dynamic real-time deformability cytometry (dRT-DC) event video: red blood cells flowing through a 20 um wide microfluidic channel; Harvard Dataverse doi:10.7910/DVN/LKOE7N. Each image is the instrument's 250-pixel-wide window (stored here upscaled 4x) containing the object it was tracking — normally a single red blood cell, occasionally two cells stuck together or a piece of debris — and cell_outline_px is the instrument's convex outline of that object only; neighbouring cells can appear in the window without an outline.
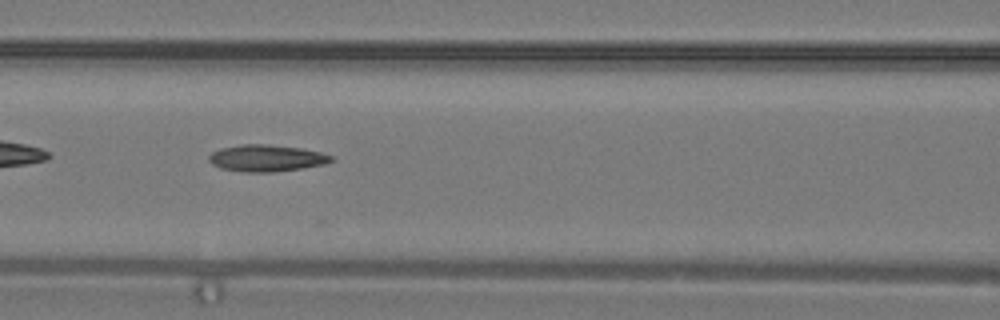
{"species": "common noctule bat (a hibernating species)", "species_latin": "Nyctalus noctula", "temperature_condition": "warm", "stored_images_in_passage": 13, "camera_frame_rate_fps": 3000, "um_per_image_px": 0.085, "animal": {"sex": "male", "body_mass_g": 19.2, "forearm_length_mm": 51.8}, "frame": {"image": 1, "passage_image": 10, "time_ms": 3.0, "image_size_px": [1000, 320], "cell_outline_px": [[336, 160], [324, 164], [300, 168], [272, 172], [244, 172], [220, 168], [212, 164], [208, 160], [208, 156], [212, 152], [220, 148], [240, 144], [268, 144], [300, 148], [320, 152], [332, 156]], "centroid_in_image_um": [22.62, 13.43], "position_along_channel_um": 144.0, "area_um2": 19.07}}